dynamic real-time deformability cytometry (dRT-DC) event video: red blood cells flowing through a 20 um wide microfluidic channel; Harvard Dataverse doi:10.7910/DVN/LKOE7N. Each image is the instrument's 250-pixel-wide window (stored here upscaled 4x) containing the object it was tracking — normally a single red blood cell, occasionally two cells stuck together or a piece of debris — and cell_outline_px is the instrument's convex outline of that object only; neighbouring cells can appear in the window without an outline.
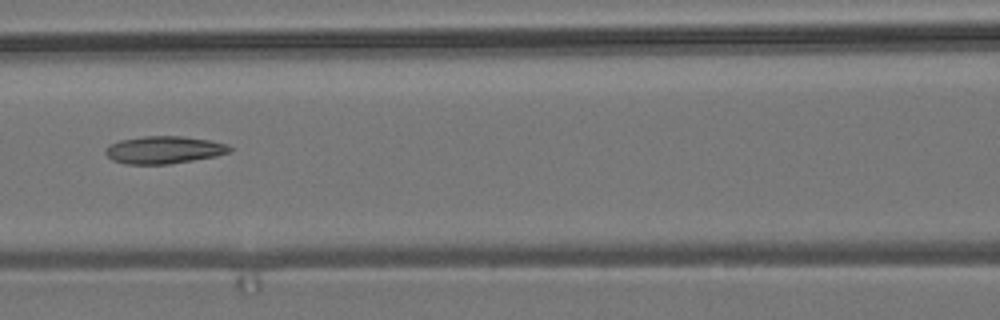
{"species": "common noctule bat (a hibernating species)", "species_latin": "Nyctalus noctula", "temperature_condition": "room temperature", "stored_images_in_passage": 9, "camera_frame_rate_fps": 3000, "um_per_image_px": 0.085, "animal": {"sex": "male", "body_mass_g": 19.2, "forearm_length_mm": 51.8}, "frame": {"image": 1, "passage_image": 6, "time_ms": 6.667, "image_size_px": [1000, 320], "cell_outline_px": [[232, 152], [216, 156], [168, 164], [124, 164], [112, 160], [104, 152], [112, 144], [120, 140], [144, 136], [184, 136], [208, 140], [228, 144], [232, 148]], "centroid_in_image_um": [13.97, 12.74], "position_along_channel_um": 152.6, "area_um2": 19.83}}
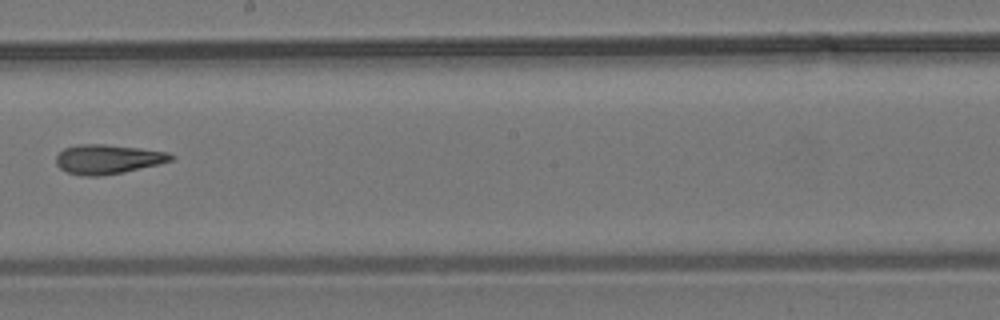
{"frame": {"image": 2, "passage_image": 8, "time_ms": 9.0, "image_size_px": [1000, 320], "cell_outline_px": [[176, 156], [172, 160], [156, 164], [120, 172], [100, 176], [84, 176], [68, 172], [60, 168], [56, 164], [56, 156], [64, 148], [80, 144], [104, 144], [140, 148], [168, 152]], "centroid_in_image_um": [9.14, 13.52], "position_along_channel_um": 239.1, "area_um2": 19.36}}
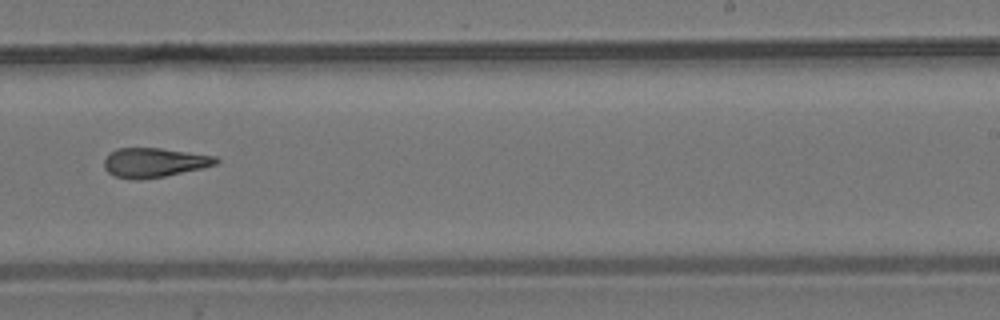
{"frame": {"image": 3, "passage_image": 9, "time_ms": 10.0, "image_size_px": [1000, 320], "cell_outline_px": [[220, 160], [216, 164], [200, 168], [164, 176], [136, 180], [132, 180], [116, 176], [108, 172], [104, 168], [104, 160], [116, 148], [160, 148], [216, 156]], "centroid_in_image_um": [13.09, 13.81], "position_along_channel_um": 275.9, "area_um2": 18.9}}